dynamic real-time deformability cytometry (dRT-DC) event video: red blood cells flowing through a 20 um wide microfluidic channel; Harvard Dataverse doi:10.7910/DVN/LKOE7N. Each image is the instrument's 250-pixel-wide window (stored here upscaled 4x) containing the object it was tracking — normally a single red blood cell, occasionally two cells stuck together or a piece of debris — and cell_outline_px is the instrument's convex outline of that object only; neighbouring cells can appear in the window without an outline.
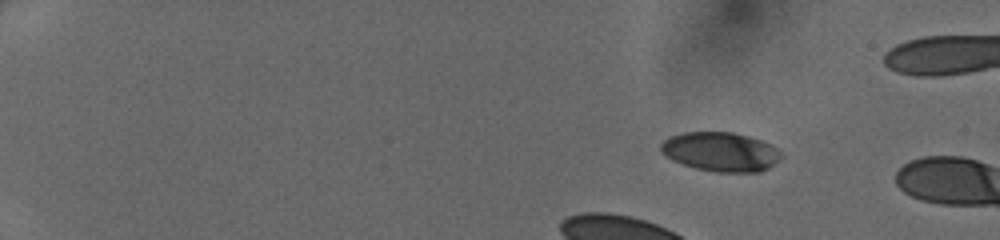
{"species": "human", "species_latin": "Homo sapiens", "temperature_condition": "cold", "stored_images_in_passage": 3, "camera_frame_rate_fps": 3000, "um_per_image_px": 0.085, "donor": {"sex": "female"}, "frame": {"image": 1, "passage_image": 1, "time_ms": 0.0, "image_size_px": [1000, 240], "cell_outline_px": [[784, 156], [780, 160], [768, 168], [760, 172], [716, 172], [696, 168], [672, 160], [660, 152], [660, 144], [668, 136], [684, 132], [732, 132], [748, 136], [772, 144]], "centroid_in_image_um": [61.26, 12.9], "position_along_channel_um": 23.7, "area_um2": 27.69}}